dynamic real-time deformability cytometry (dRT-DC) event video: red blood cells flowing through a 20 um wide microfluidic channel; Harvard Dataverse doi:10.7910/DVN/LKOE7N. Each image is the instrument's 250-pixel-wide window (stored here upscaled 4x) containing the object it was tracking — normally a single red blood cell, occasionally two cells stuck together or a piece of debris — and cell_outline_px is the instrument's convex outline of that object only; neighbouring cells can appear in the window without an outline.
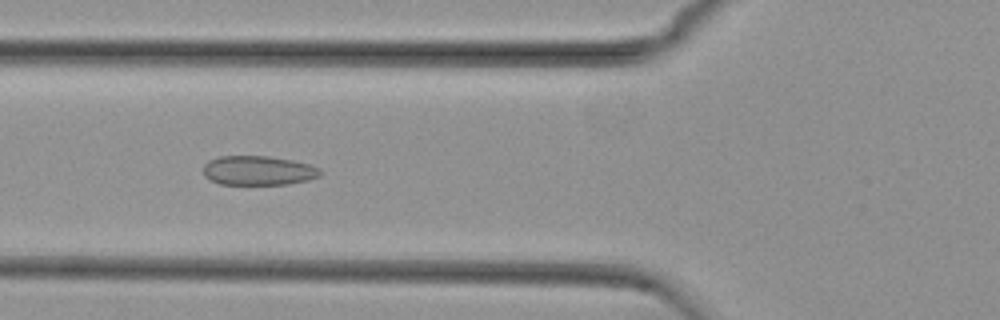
{"species": "common noctule bat (a hibernating species)", "species_latin": "Nyctalus noctula", "temperature_condition": "cold", "stored_images_in_passage": 54, "camera_frame_rate_fps": 3000, "um_per_image_px": 0.085, "animal": {"sex": "female", "body_mass_g": 29.2, "forearm_length_mm": 56.3}, "frame": {"image": 1, "passage_image": 20, "time_ms": 6.333, "image_size_px": [1000, 320], "cell_outline_px": [[324, 172], [320, 176], [308, 180], [288, 184], [220, 184], [208, 180], [204, 176], [204, 164], [208, 160], [220, 156], [268, 156], [292, 160], [308, 164], [320, 168]], "centroid_in_image_um": [21.95, 14.49], "position_along_channel_um": 103.8, "area_um2": 20.17}}
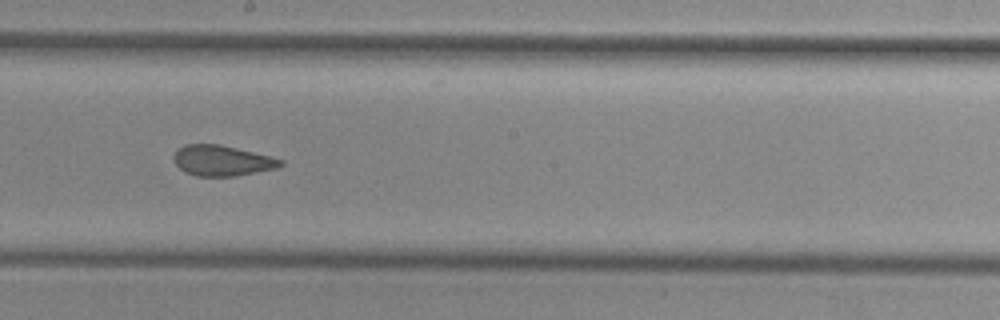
{"frame": {"image": 2, "passage_image": 30, "time_ms": 9.667, "image_size_px": [1000, 320], "cell_outline_px": [[284, 164], [280, 168], [236, 176], [196, 176], [184, 172], [176, 164], [172, 156], [184, 144], [220, 144], [284, 160]], "centroid_in_image_um": [18.89, 13.66], "position_along_channel_um": 229.3, "area_um2": 19.02}}
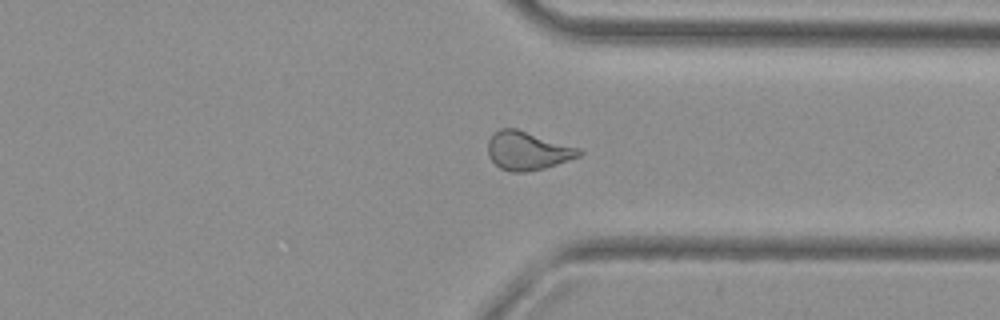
{"frame": {"image": 3, "passage_image": 41, "time_ms": 13.333, "image_size_px": [1000, 320], "cell_outline_px": [[584, 152], [580, 156], [544, 168], [524, 172], [512, 172], [500, 168], [488, 156], [488, 140], [500, 128], [516, 128], [580, 148]], "centroid_in_image_um": [44.85, 12.81], "position_along_channel_um": 366.6, "area_um2": 20.29}, "authors_computed_cell_mechanics": {"area_um2": 20.6924, "velocity_mm_per_s": 3.7599, "shape_relaxation_time_tau1_ms": null, "shape_relaxation_time_tau2_ms": 1.5386, "deformation_change_tau1": null, "deformation_change_tau2": 0.0789}}